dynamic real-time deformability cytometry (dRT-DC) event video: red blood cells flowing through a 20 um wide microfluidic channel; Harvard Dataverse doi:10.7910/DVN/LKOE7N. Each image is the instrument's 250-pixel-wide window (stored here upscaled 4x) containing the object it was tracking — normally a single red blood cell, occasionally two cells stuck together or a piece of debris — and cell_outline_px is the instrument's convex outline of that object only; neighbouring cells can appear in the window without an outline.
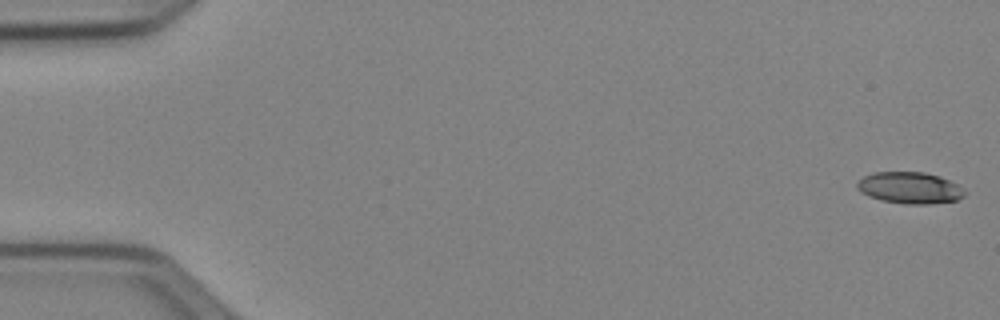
{"species": "Egyptian fruit bat (a non-hibernating species)", "species_latin": "Rousettus aegyptiacus", "temperature_condition": "cold", "stored_images_in_passage": 48, "camera_frame_rate_fps": 3000, "um_per_image_px": 0.085, "animal": {"sex": "female"}, "frame": {"image": 1, "passage_image": 1, "time_ms": 0.0, "image_size_px": [1000, 320], "cell_outline_px": [[964, 196], [956, 200], [928, 204], [904, 204], [880, 200], [868, 196], [860, 192], [856, 188], [856, 184], [864, 176], [872, 172], [924, 172], [940, 176], [964, 188]], "centroid_in_image_um": [77.3, 15.96], "position_along_channel_um": 7.7, "area_um2": 19.83}}
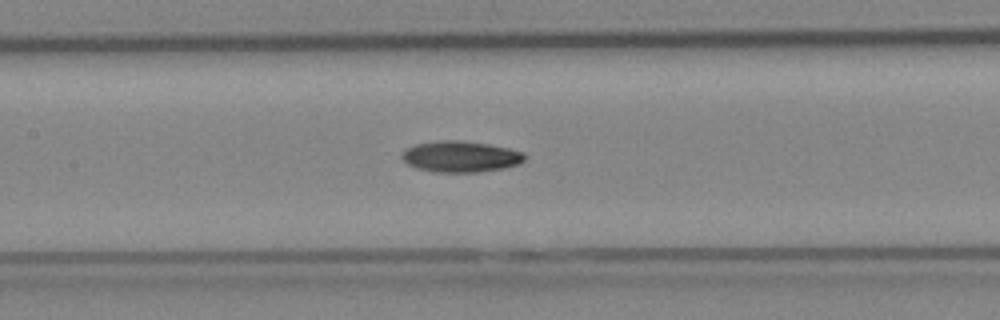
{"frame": {"image": 2, "passage_image": 25, "time_ms": 8.0, "image_size_px": [1000, 320], "cell_outline_px": [[524, 160], [520, 164], [504, 168], [476, 172], [432, 172], [416, 168], [408, 164], [400, 156], [408, 148], [416, 144], [440, 140], [460, 140], [488, 144], [508, 148], [524, 152]], "centroid_in_image_um": [39.16, 13.31], "position_along_channel_um": 168.2, "area_um2": 22.2}}
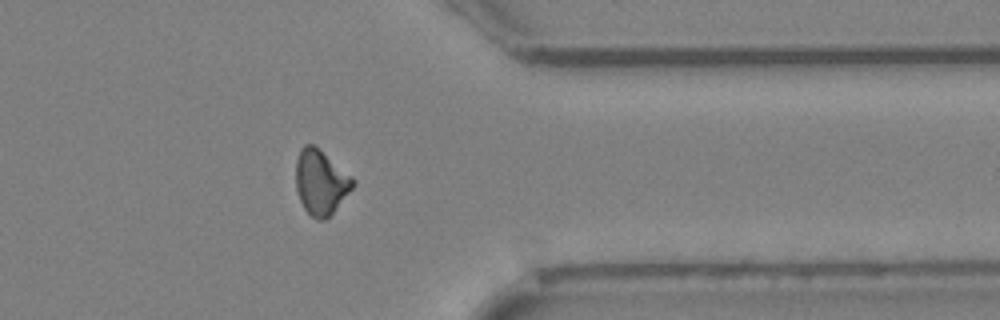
{"frame": {"image": 3, "passage_image": 42, "time_ms": 13.667, "image_size_px": [1000, 320], "cell_outline_px": [[356, 184], [332, 212], [324, 220], [316, 220], [304, 208], [300, 200], [296, 188], [296, 160], [300, 148], [304, 144], [312, 144], [352, 176], [356, 180]], "centroid_in_image_um": [27.25, 15.48], "position_along_channel_um": 384.1, "area_um2": 21.21}}